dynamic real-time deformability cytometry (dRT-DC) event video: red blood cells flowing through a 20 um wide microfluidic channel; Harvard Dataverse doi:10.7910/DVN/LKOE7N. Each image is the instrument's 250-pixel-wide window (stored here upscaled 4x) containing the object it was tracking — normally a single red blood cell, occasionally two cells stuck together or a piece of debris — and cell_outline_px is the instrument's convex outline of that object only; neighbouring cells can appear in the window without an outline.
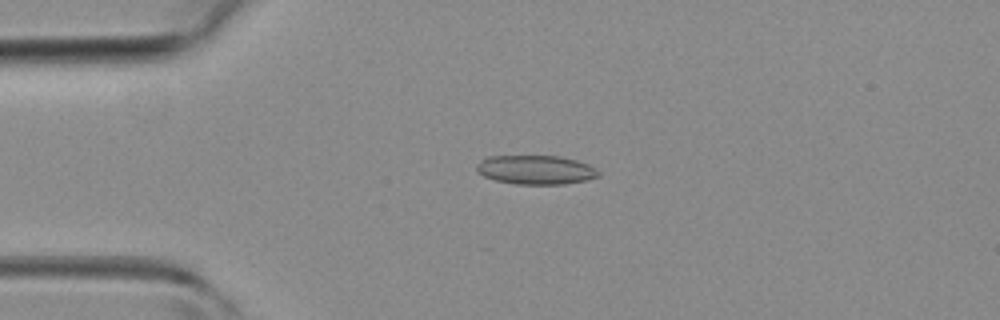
{"species": "common noctule bat (a hibernating species)", "species_latin": "Nyctalus noctula", "temperature_condition": "room temperature", "stored_images_in_passage": 43, "camera_frame_rate_fps": 3000, "um_per_image_px": 0.085, "animal": {"sex": "female", "body_mass_g": 19.3, "forearm_length_mm": 54.1}, "frame": {"image": 1, "passage_image": 9, "time_ms": 2.667, "image_size_px": [1000, 320], "cell_outline_px": [[600, 176], [584, 180], [564, 184], [516, 184], [496, 180], [484, 176], [476, 168], [476, 164], [480, 160], [488, 156], [560, 156], [576, 160], [588, 164], [596, 168], [600, 172]], "centroid_in_image_um": [45.55, 14.43], "position_along_channel_um": 39.4, "area_um2": 20.58}}
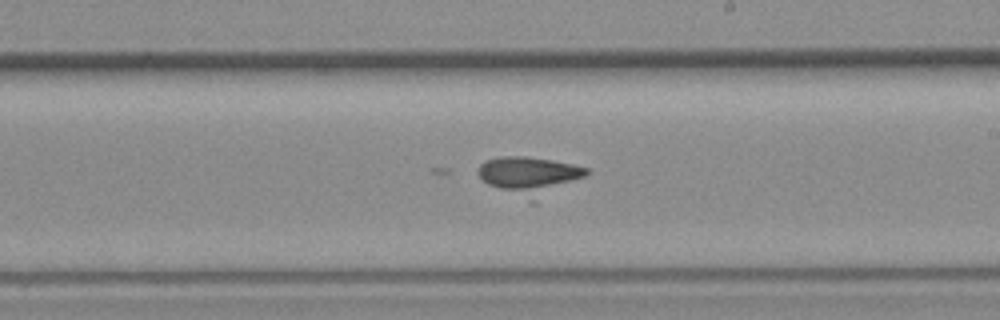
{"frame": {"image": 2, "passage_image": 24, "time_ms": 7.667, "image_size_px": [1000, 320], "cell_outline_px": [[588, 172], [584, 176], [536, 204], [532, 204], [488, 184], [476, 172], [480, 164], [488, 160], [500, 156], [524, 156], [552, 160], [572, 164], [588, 168]], "centroid_in_image_um": [45.01, 14.98], "position_along_channel_um": 244.0, "area_um2": 24.39}}
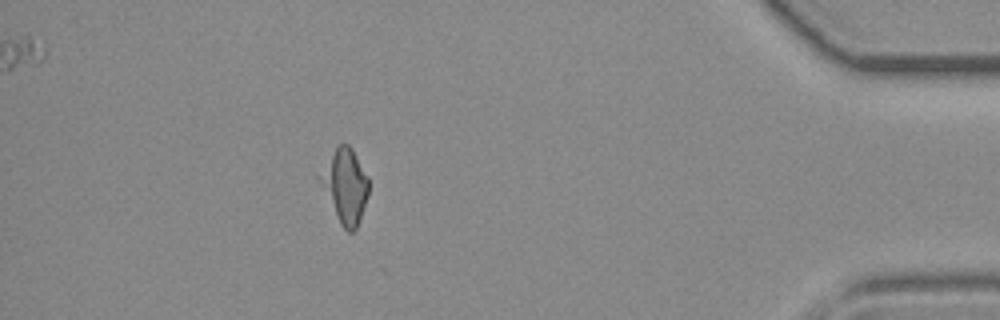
{"frame": {"image": 3, "passage_image": 38, "time_ms": 12.333, "image_size_px": [1000, 320], "cell_outline_px": [[368, 196], [356, 228], [352, 232], [348, 232], [340, 224], [316, 176], [336, 148], [340, 144], [348, 144], [352, 148], [368, 176]], "centroid_in_image_um": [29.33, 15.79], "position_along_channel_um": 405.9, "area_um2": 20.69}}